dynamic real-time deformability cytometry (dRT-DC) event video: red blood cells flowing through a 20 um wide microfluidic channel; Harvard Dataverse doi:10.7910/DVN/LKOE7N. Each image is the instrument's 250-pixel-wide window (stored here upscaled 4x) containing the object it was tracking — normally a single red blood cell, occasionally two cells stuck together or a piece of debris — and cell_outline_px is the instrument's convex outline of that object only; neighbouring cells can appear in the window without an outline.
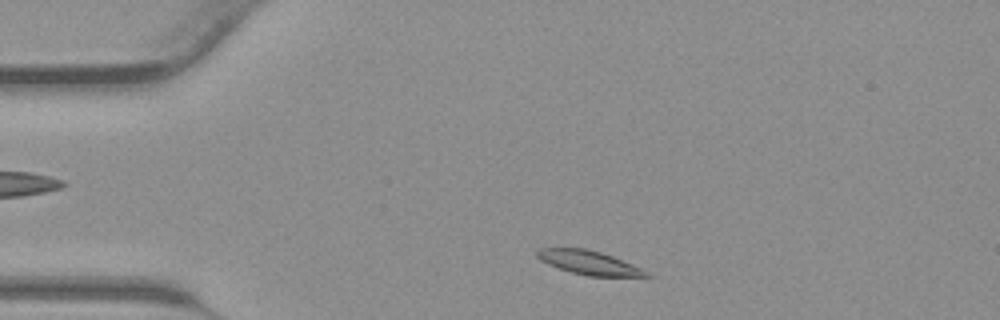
{"species": "common noctule bat (a hibernating species)", "species_latin": "Nyctalus noctula", "temperature_condition": "warm", "stored_images_in_passage": 37, "camera_frame_rate_fps": 3000, "um_per_image_px": 0.085, "animal": {"sex": "male", "body_mass_g": 23.1, "forearm_length_mm": 52.7}, "frame": {"image": 1, "passage_image": 3, "time_ms": 0.667, "image_size_px": [1000, 320], "cell_outline_px": [[652, 276], [588, 276], [572, 272], [548, 264], [540, 260], [536, 256], [536, 252], [540, 248], [584, 248], [600, 252], [612, 256], [640, 268], [648, 272]], "centroid_in_image_um": [50.02, 22.32], "position_along_channel_um": 35.0, "area_um2": 14.85}}
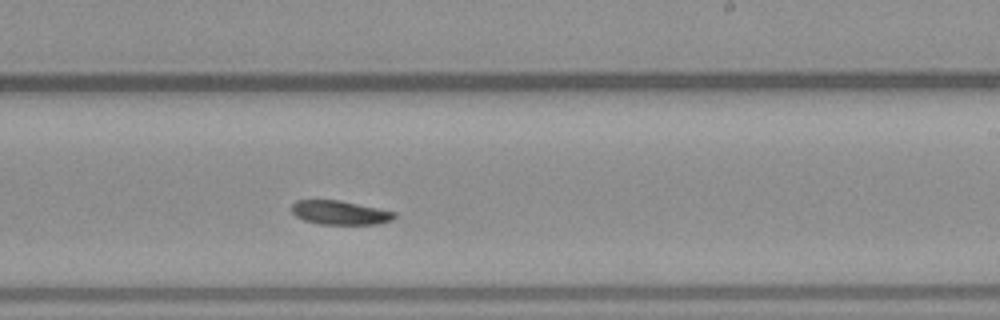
{"frame": {"image": 2, "passage_image": 20, "time_ms": 6.333, "image_size_px": [1000, 320], "cell_outline_px": [[396, 216], [392, 220], [376, 224], [320, 224], [304, 220], [296, 216], [292, 212], [292, 204], [296, 200], [340, 200], [396, 212]], "centroid_in_image_um": [28.89, 18.07], "position_along_channel_um": 260.1, "area_um2": 14.28}}
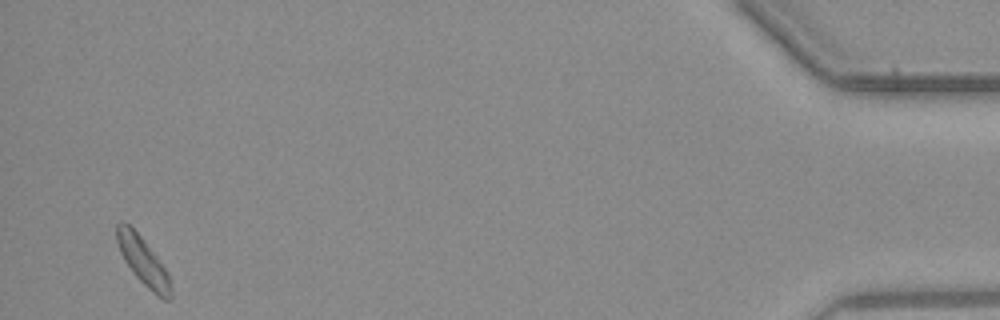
{"frame": {"image": 3, "passage_image": 36, "time_ms": 11.667, "image_size_px": [1000, 320], "cell_outline_px": [[172, 300], [164, 300], [152, 292], [132, 272], [124, 260], [120, 252], [116, 240], [116, 224], [124, 220], [140, 236], [168, 272], [172, 292]], "centroid_in_image_um": [12.16, 22.22], "position_along_channel_um": 423.0, "area_um2": 14.91}}